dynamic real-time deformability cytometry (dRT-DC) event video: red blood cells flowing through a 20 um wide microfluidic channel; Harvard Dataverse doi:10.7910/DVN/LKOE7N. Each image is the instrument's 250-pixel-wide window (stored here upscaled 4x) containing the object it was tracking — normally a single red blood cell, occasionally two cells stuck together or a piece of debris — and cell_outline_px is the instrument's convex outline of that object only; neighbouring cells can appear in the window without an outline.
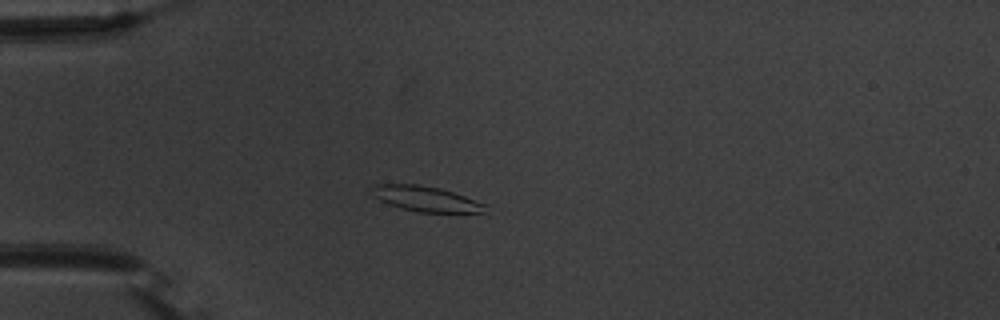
{"species": "common noctule bat (a hibernating species)", "species_latin": "Nyctalus noctula", "temperature_condition": "warm", "stored_images_in_passage": 40, "camera_frame_rate_fps": 3000, "um_per_image_px": 0.085, "animal": {"sex": "male", "body_mass_g": 20.1, "forearm_length_mm": 53.5}, "frame": {"image": 1, "passage_image": 1, "time_ms": 0.0, "image_size_px": [1000, 320], "cell_outline_px": [[488, 204], [484, 212], [416, 212], [400, 208], [388, 204], [372, 196], [372, 184], [420, 184], [440, 188]], "centroid_in_image_um": [36.17, 16.89], "position_along_channel_um": 48.8, "area_um2": 16.76}}
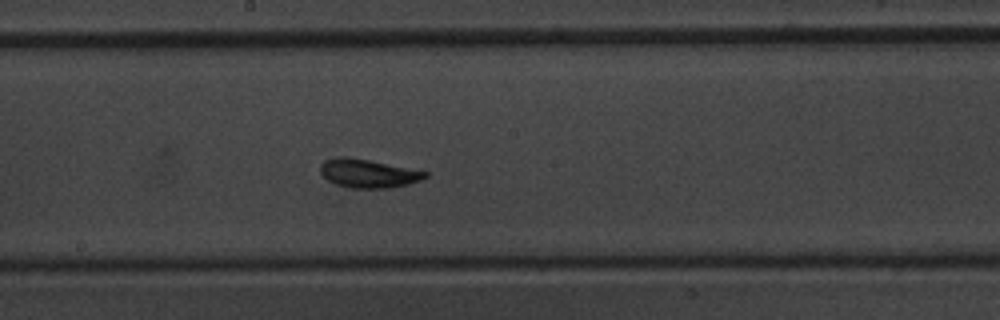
{"frame": {"image": 2, "passage_image": 16, "time_ms": 5.0, "image_size_px": [1000, 320], "cell_outline_px": [[428, 176], [420, 180], [408, 184], [388, 188], [352, 188], [336, 184], [328, 180], [320, 172], [320, 164], [324, 160], [336, 156], [344, 156], [368, 160], [428, 172]], "centroid_in_image_um": [31.25, 14.73], "position_along_channel_um": 216.9, "area_um2": 17.28}}
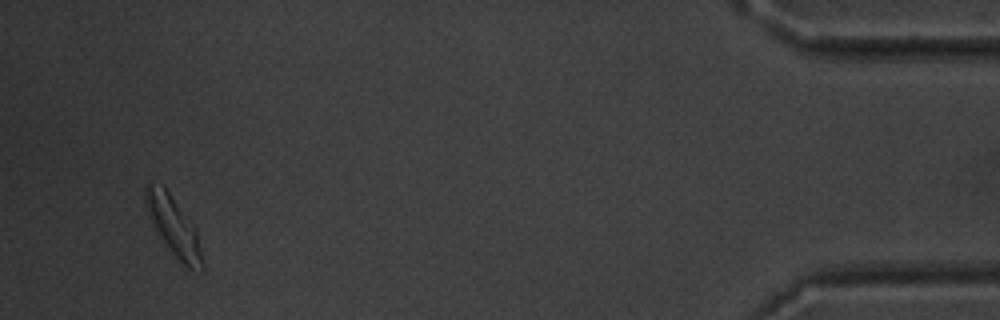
{"frame": {"image": 3, "passage_image": 38, "time_ms": 12.333, "image_size_px": [1000, 320], "cell_outline_px": [[204, 268], [200, 272], [188, 268], [172, 252], [160, 236], [148, 216], [144, 204], [144, 188], [148, 184], [152, 184], [164, 188], [168, 192], [196, 228], [204, 264]], "centroid_in_image_um": [14.76, 19.26], "position_along_channel_um": 420.4, "area_um2": 19.07}, "authors_computed_cell_mechanics": {"area_um2": 16.6464, "velocity_mm_per_s": 3.7312, "shape_relaxation_time_tau1_ms": 3.0192, "shape_relaxation_time_tau2_ms": 3.9137, "deformation_change_tau1": 0.105, "deformation_change_tau2": 0.0831}}